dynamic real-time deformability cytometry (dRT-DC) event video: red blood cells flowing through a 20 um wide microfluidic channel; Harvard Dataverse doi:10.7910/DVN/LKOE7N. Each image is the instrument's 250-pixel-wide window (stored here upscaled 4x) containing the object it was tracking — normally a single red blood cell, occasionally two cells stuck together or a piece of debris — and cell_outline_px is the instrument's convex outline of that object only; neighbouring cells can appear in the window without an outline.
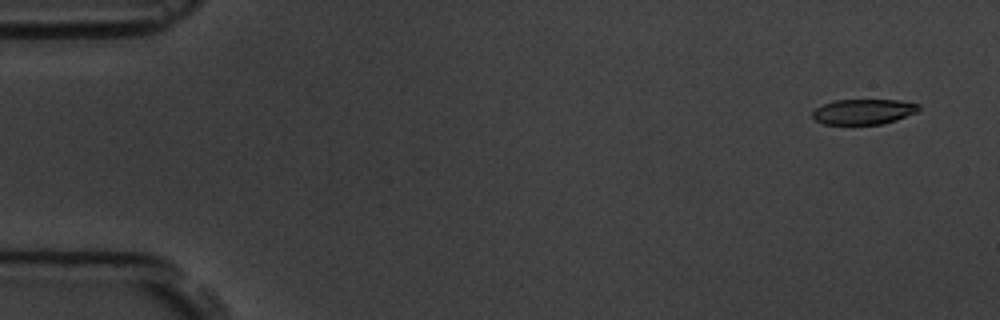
{"species": "common noctule bat (a hibernating species)", "species_latin": "Nyctalus noctula", "temperature_condition": "room temperature", "stored_images_in_passage": 6, "camera_frame_rate_fps": 3000, "um_per_image_px": 0.085, "animal": {"sex": "male", "body_mass_g": 19.5, "forearm_length_mm": 54.6}, "frame": {"image": 1, "passage_image": 1, "time_ms": 0.0, "image_size_px": [1000, 320], "cell_outline_px": [[920, 108], [916, 112], [896, 120], [880, 124], [824, 124], [816, 120], [812, 116], [812, 112], [816, 108], [824, 104], [836, 100], [896, 100], [920, 104]], "centroid_in_image_um": [73.4, 9.49], "position_along_channel_um": 11.6, "area_um2": 15.49}}